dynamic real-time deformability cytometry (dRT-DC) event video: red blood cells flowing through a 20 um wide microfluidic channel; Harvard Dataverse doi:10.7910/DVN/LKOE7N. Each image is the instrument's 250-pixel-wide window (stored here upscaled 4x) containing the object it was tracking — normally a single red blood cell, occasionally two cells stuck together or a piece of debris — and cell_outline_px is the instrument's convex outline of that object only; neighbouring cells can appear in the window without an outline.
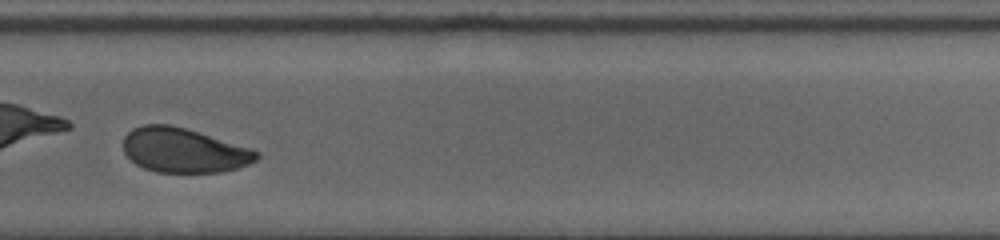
{"species": "human", "species_latin": "Homo sapiens", "temperature_condition": "cold", "stored_images_in_passage": 34, "camera_frame_rate_fps": 3000, "um_per_image_px": 0.085, "donor": {"sex": "female"}, "frame": {"image": 1, "passage_image": 25, "time_ms": 8.0, "image_size_px": [1000, 240], "cell_outline_px": [[260, 156], [256, 160], [248, 164], [236, 168], [220, 172], [156, 172], [144, 168], [136, 164], [124, 152], [124, 136], [132, 128], [144, 124], [168, 124], [184, 128], [252, 148], [260, 152]], "centroid_in_image_um": [15.62, 12.77], "position_along_channel_um": 314.2, "area_um2": 34.45}, "authors_computed_cell_mechanics": {"area_um2": 36.7897, "velocity_mm_per_s": 3.6142, "shape_relaxation_time_tau1_ms": 1.1149, "shape_relaxation_time_tau2_ms": 3.2146, "deformation_change_tau1": 0.2227, "deformation_change_tau2": 0.0666}}